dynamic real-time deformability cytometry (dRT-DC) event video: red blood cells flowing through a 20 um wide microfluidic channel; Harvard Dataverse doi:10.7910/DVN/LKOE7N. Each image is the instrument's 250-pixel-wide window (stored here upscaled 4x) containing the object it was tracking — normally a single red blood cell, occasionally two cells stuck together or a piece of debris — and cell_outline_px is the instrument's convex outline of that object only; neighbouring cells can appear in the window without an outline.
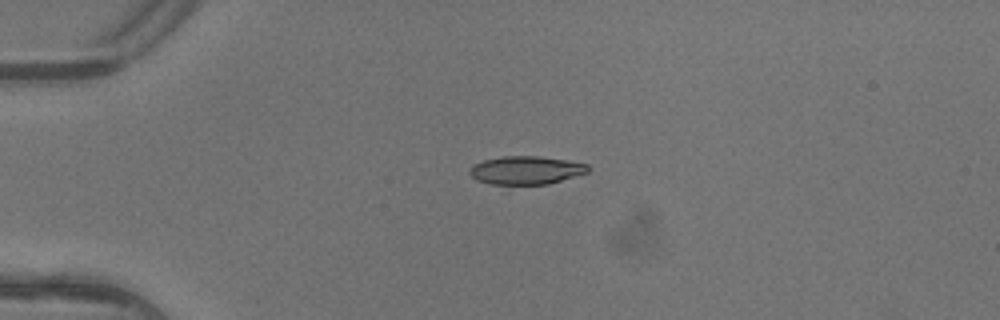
{"species": "common noctule bat (a hibernating species)", "species_latin": "Nyctalus noctula", "temperature_condition": "warm", "stored_images_in_passage": 3, "camera_frame_rate_fps": 3000, "um_per_image_px": 0.085, "animal": {"sex": "female"}, "frame": {"image": 1, "passage_image": 3, "time_ms": 0.667, "image_size_px": [1000, 320], "cell_outline_px": [[588, 172], [548, 184], [492, 184], [476, 180], [468, 172], [468, 168], [472, 164], [484, 160], [504, 156], [536, 156], [564, 160], [588, 164]], "centroid_in_image_um": [44.65, 14.47], "position_along_channel_um": 40.3, "area_um2": 19.31}}